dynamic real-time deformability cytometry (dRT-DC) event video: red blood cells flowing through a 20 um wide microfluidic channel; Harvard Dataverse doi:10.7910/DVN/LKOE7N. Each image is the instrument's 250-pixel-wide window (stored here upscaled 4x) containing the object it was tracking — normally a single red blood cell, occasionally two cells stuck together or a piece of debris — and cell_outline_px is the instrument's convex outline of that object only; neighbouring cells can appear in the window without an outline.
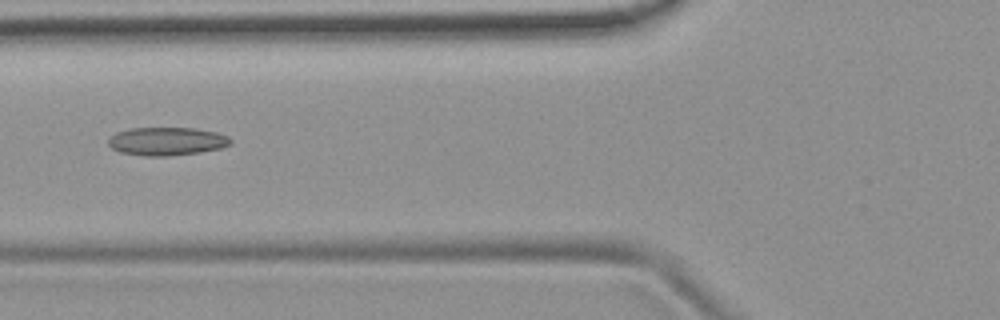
{"species": "common noctule bat (a hibernating species)", "species_latin": "Nyctalus noctula", "temperature_condition": "room temperature", "stored_images_in_passage": 6, "camera_frame_rate_fps": 3000, "um_per_image_px": 0.085, "animal": {"sex": "female", "body_mass_g": 19.9}, "frame": {"image": 1, "passage_image": 6, "time_ms": 5.667, "image_size_px": [1000, 320], "cell_outline_px": [[232, 144], [220, 148], [200, 152], [168, 156], [144, 156], [120, 152], [112, 148], [108, 144], [108, 140], [116, 132], [132, 128], [192, 128], [216, 132], [228, 136], [232, 140]], "centroid_in_image_um": [14.19, 12.01], "position_along_channel_um": 111.6, "area_um2": 20.06}}